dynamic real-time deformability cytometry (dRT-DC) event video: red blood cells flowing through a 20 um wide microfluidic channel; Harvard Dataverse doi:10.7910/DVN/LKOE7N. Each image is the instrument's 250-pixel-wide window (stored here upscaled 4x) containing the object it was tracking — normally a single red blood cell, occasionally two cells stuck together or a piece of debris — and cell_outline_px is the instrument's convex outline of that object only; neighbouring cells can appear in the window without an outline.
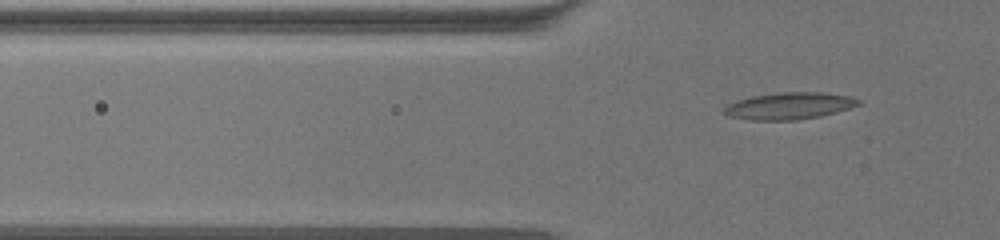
{"species": "common noctule bat (a hibernating species)", "species_latin": "Nyctalus noctula", "temperature_condition": "warm", "stored_images_in_passage": 41, "camera_frame_rate_fps": 3000, "um_per_image_px": 0.085, "animal": {"sex": "female", "body_mass_g": 19.5, "forearm_length_mm": 54.1}, "frame": {"image": 1, "passage_image": 3, "time_ms": 0.667, "image_size_px": [1000, 240], "cell_outline_px": [[864, 100], [860, 104], [836, 112], [820, 116], [796, 120], [748, 120], [728, 116], [724, 112], [724, 108], [728, 104], [752, 96], [784, 92], [820, 92], [848, 96]], "centroid_in_image_um": [67.11, 9.0], "position_along_channel_um": 58.7, "area_um2": 20.87}}
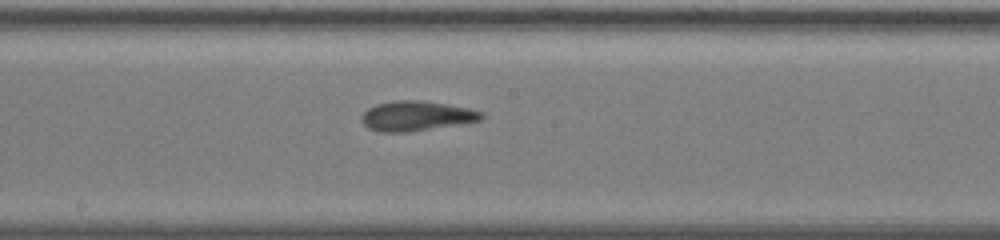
{"frame": {"image": 2, "passage_image": 19, "time_ms": 6.0, "image_size_px": [1000, 240], "cell_outline_px": [[484, 116], [480, 120], [408, 132], [380, 132], [368, 128], [360, 120], [360, 116], [368, 108], [376, 104], [396, 100], [420, 100], [468, 108], [484, 112]], "centroid_in_image_um": [35.33, 9.85], "position_along_channel_um": 212.9, "area_um2": 20.63}}
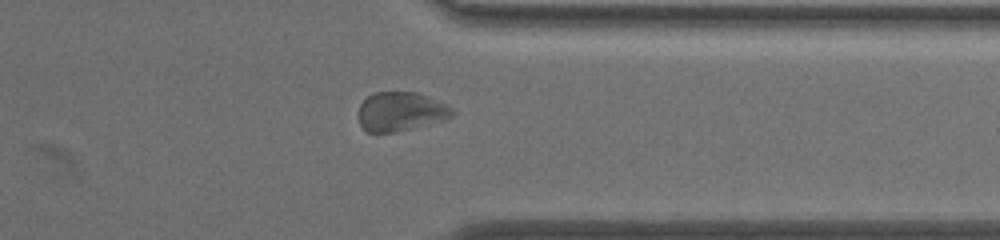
{"frame": {"image": 3, "passage_image": 35, "time_ms": 11.333, "image_size_px": [1000, 240], "cell_outline_px": [[456, 112], [452, 116], [440, 120], [392, 132], [368, 132], [360, 124], [360, 104], [368, 96], [376, 92], [416, 92], [444, 104], [452, 108]], "centroid_in_image_um": [34.03, 9.46], "position_along_channel_um": 377.4, "area_um2": 20.58}}